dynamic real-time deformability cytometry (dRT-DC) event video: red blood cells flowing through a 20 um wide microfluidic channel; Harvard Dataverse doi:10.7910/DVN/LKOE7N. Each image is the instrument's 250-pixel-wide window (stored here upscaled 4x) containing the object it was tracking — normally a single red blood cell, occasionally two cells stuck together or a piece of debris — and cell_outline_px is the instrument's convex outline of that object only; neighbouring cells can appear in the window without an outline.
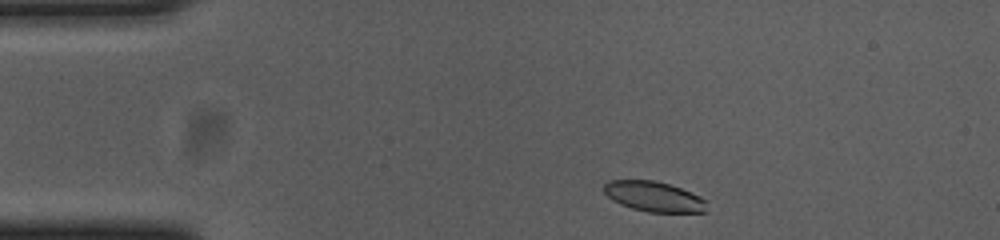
{"species": "common noctule bat (a hibernating species)", "species_latin": "Nyctalus noctula", "temperature_condition": "cold", "stored_images_in_passage": 48, "camera_frame_rate_fps": 3000, "um_per_image_px": 0.085, "animal": {"sex": "female", "body_mass_g": 23.0, "forearm_length_mm": 53.4}, "frame": {"image": 1, "passage_image": 2, "time_ms": 0.333, "image_size_px": [1000, 240], "cell_outline_px": [[708, 212], [648, 212], [632, 208], [620, 204], [612, 200], [604, 192], [604, 184], [608, 180], [656, 180], [680, 188], [700, 196], [708, 200]], "centroid_in_image_um": [55.62, 16.71], "position_along_channel_um": 29.4, "area_um2": 18.26}}
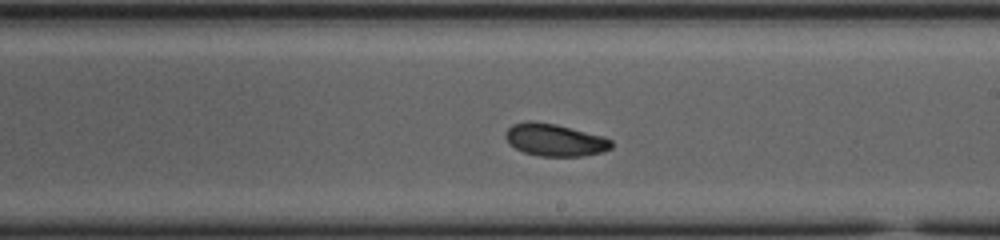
{"frame": {"image": 2, "passage_image": 24, "time_ms": 7.667, "image_size_px": [1000, 240], "cell_outline_px": [[612, 148], [600, 152], [580, 156], [540, 156], [524, 152], [508, 144], [504, 136], [508, 128], [512, 124], [528, 120], [532, 120], [556, 124], [604, 136], [612, 140]], "centroid_in_image_um": [47.13, 11.88], "position_along_channel_um": 241.9, "area_um2": 20.06}}
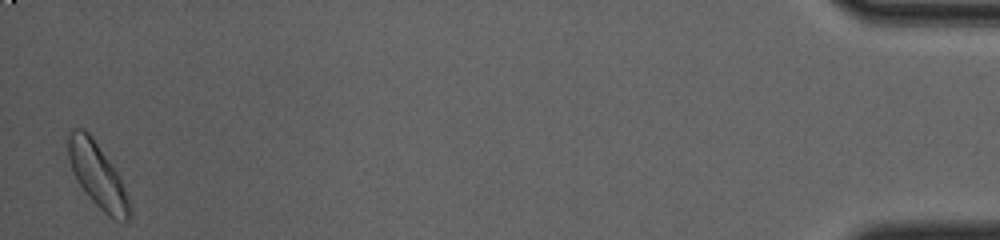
{"frame": {"image": 3, "passage_image": 47, "time_ms": 15.333, "image_size_px": [1000, 240], "cell_outline_px": [[132, 212], [128, 220], [124, 224], [108, 216], [88, 196], [80, 184], [72, 168], [68, 156], [68, 132], [72, 128], [84, 128], [92, 136], [116, 172], [124, 188]], "centroid_in_image_um": [8.29, 14.91], "position_along_channel_um": 426.9, "area_um2": 22.54}, "authors_computed_cell_mechanics": {"area_um2": 20.2011, "velocity_mm_per_s": 3.6408, "shape_relaxation_time_tau1_ms": 3.0791, "shape_relaxation_time_tau2_ms": null, "deformation_change_tau1": 0.1158, "deformation_change_tau2": null}}